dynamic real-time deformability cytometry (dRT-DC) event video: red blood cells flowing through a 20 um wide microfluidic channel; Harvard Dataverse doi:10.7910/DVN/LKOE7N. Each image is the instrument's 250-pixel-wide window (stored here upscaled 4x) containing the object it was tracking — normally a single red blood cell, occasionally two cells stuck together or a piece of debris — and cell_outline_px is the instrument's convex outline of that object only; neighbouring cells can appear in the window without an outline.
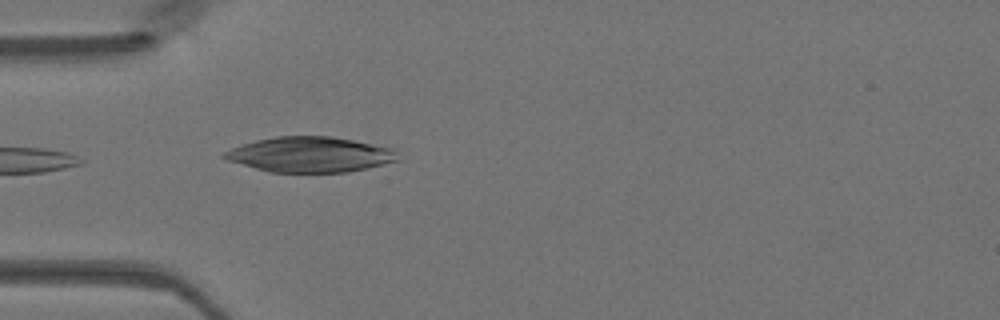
{"species": "Egyptian fruit bat (a non-hibernating species)", "species_latin": "Rousettus aegyptiacus", "temperature_condition": "warm", "stored_images_in_passage": 22, "camera_frame_rate_fps": 3000, "um_per_image_px": 0.085, "animal": {"sex": "female"}, "frame": {"image": 1, "passage_image": 1, "time_ms": 0.0, "image_size_px": [1000, 320], "cell_outline_px": [[400, 160], [368, 168], [348, 172], [268, 172], [228, 160], [220, 156], [224, 152], [232, 148], [256, 140], [276, 136], [332, 136], [396, 148]], "centroid_in_image_um": [26.41, 13.13], "position_along_channel_um": 58.6, "area_um2": 35.84}}